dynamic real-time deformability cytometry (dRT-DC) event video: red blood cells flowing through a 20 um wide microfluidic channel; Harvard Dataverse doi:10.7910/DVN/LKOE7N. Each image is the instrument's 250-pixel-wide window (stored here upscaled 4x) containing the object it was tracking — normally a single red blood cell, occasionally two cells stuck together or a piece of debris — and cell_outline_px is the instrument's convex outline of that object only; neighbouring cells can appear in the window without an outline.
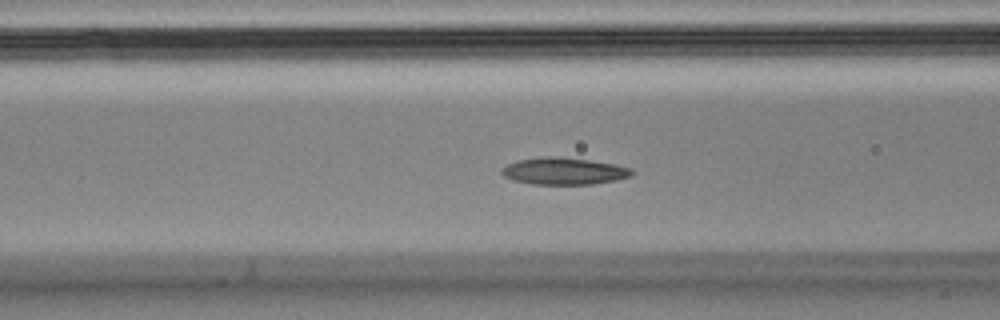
{"species": "Egyptian fruit bat (a non-hibernating species)", "species_latin": "Rousettus aegyptiacus", "temperature_condition": "cold", "stored_images_in_passage": 35, "camera_frame_rate_fps": 3000, "um_per_image_px": 0.085, "animal": {"sex": "male"}, "frame": {"image": 1, "passage_image": 5, "time_ms": 1.333, "image_size_px": [1000, 320], "cell_outline_px": [[632, 172], [628, 176], [616, 180], [592, 184], [532, 184], [512, 180], [504, 176], [500, 172], [500, 168], [516, 160], [548, 156], [556, 156], [588, 160], [616, 164], [632, 168]], "centroid_in_image_um": [47.88, 14.54], "position_along_channel_um": 118.7, "area_um2": 20.4}}
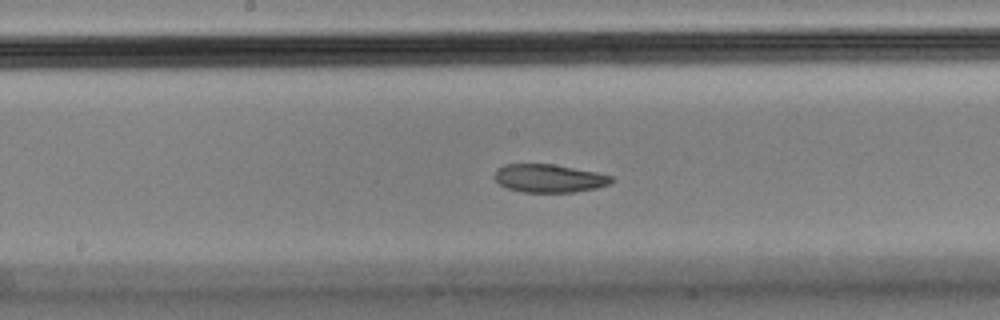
{"frame": {"image": 2, "passage_image": 12, "time_ms": 3.667, "image_size_px": [1000, 320], "cell_outline_px": [[616, 180], [612, 184], [596, 188], [572, 192], [520, 192], [508, 188], [500, 184], [492, 176], [496, 168], [504, 164], [552, 164], [596, 172], [612, 176]], "centroid_in_image_um": [46.67, 15.15], "position_along_channel_um": 201.5, "area_um2": 19.36}}
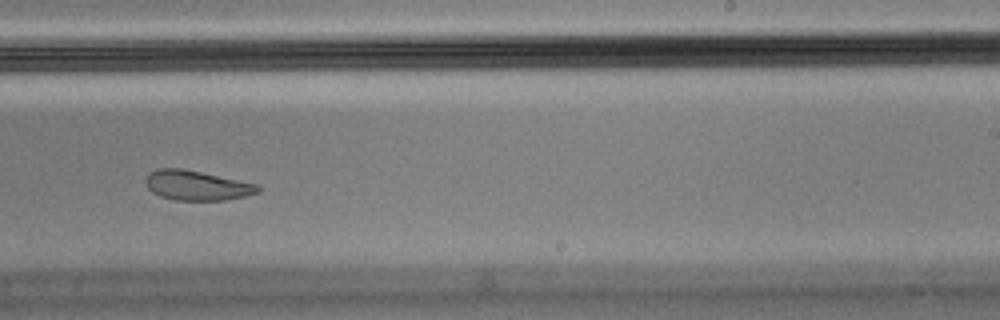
{"frame": {"image": 3, "passage_image": 18, "time_ms": 5.667, "image_size_px": [1000, 320], "cell_outline_px": [[260, 192], [244, 196], [224, 200], [176, 200], [160, 196], [152, 192], [148, 188], [144, 180], [156, 168], [184, 168], [256, 184], [260, 188]], "centroid_in_image_um": [16.7, 15.76], "position_along_channel_um": 272.3, "area_um2": 19.31}}